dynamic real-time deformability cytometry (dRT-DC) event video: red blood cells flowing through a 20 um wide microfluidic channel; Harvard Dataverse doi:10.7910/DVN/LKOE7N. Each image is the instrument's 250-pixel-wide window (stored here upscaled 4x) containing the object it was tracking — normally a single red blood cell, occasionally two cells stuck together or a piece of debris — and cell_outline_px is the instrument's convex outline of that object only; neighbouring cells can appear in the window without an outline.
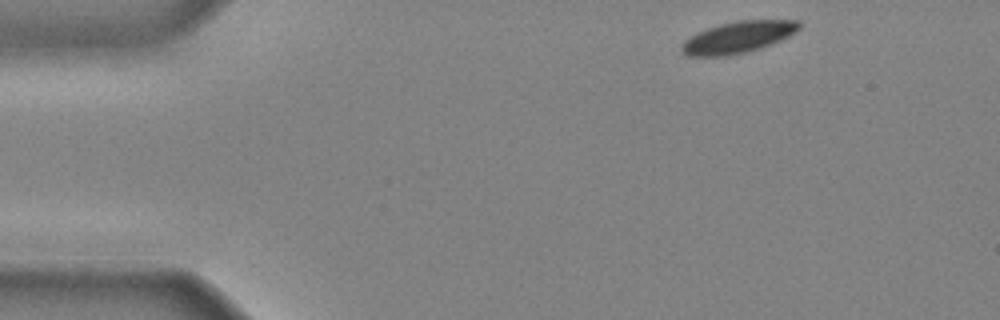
{"species": "common noctule bat (a hibernating species)", "species_latin": "Nyctalus noctula", "temperature_condition": "cold", "stored_images_in_passage": 34, "camera_frame_rate_fps": 3000, "um_per_image_px": 0.085, "animal": {"sex": "male", "body_mass_g": 20.4}, "frame": {"image": 1, "passage_image": 1, "time_ms": 0.0, "image_size_px": [1000, 320], "cell_outline_px": [[800, 28], [788, 36], [768, 44], [744, 52], [728, 56], [688, 56], [680, 52], [680, 44], [684, 40], [708, 28], [720, 24], [736, 20], [800, 20]], "centroid_in_image_um": [62.68, 3.16], "position_along_channel_um": 22.3, "area_um2": 21.27}}
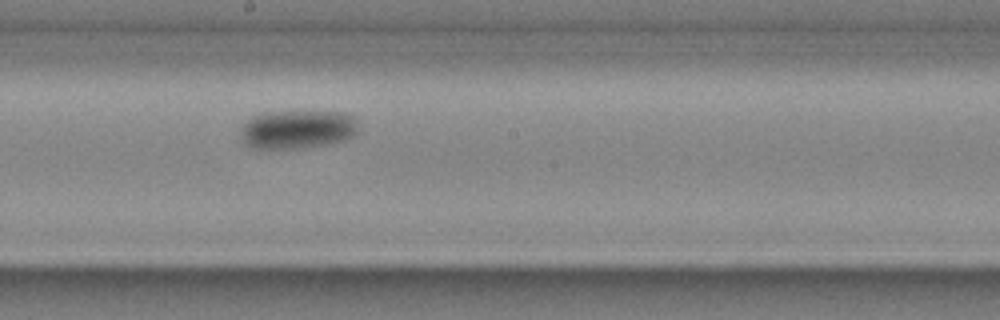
{"frame": {"image": 2, "passage_image": 20, "time_ms": 6.333, "image_size_px": [1000, 320], "cell_outline_px": [[356, 132], [348, 140], [328, 144], [300, 148], [252, 148], [240, 136], [240, 128], [252, 116], [260, 112], [344, 112], [352, 116], [356, 128]], "centroid_in_image_um": [25.25, 11.0], "position_along_channel_um": 223.0, "area_um2": 26.3}}
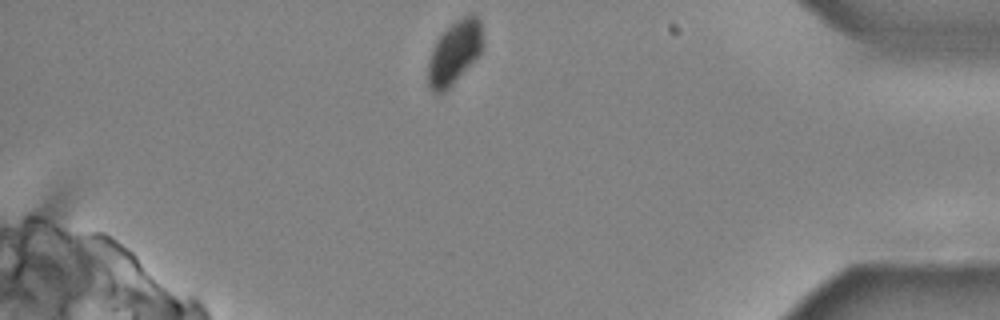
{"frame": {"image": 3, "passage_image": 34, "time_ms": 11.0, "image_size_px": [1000, 320], "cell_outline_px": [[484, 48], [480, 56], [440, 96], [432, 92], [428, 88], [428, 60], [436, 40], [456, 20], [464, 16], [476, 16], [480, 20], [484, 40]], "centroid_in_image_um": [38.65, 4.51], "position_along_channel_um": 396.6, "area_um2": 20.46}}